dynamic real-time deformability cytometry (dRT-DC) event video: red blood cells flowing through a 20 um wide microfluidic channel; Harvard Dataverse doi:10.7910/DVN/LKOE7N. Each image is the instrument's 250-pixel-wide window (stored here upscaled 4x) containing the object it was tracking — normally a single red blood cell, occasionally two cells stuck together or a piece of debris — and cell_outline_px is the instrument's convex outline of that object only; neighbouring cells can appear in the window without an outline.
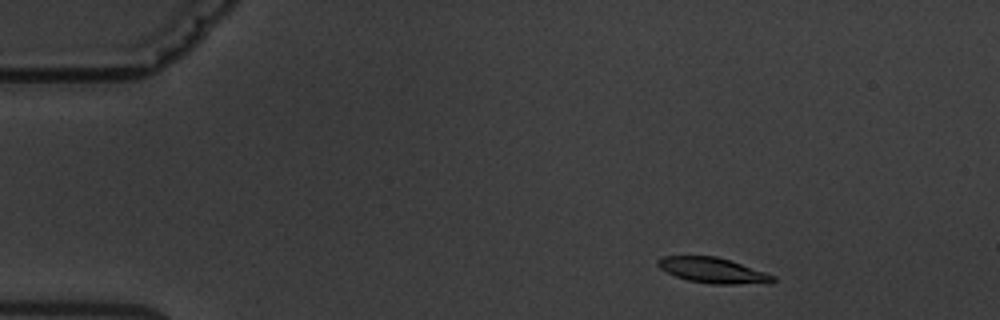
{"species": "common noctule bat (a hibernating species)", "species_latin": "Nyctalus noctula", "temperature_condition": "warm", "stored_images_in_passage": 5, "camera_frame_rate_fps": 3000, "um_per_image_px": 0.085, "animal": {"sex": "male", "body_mass_g": 19.5, "forearm_length_mm": 54.6}, "frame": {"image": 1, "passage_image": 1, "time_ms": 0.0, "image_size_px": [1000, 320], "cell_outline_px": [[776, 280], [772, 284], [712, 284], [688, 280], [676, 276], [660, 268], [656, 264], [656, 260], [664, 256], [716, 256], [776, 276]], "centroid_in_image_um": [60.62, 23.0], "position_along_channel_um": 24.4, "area_um2": 16.99}}
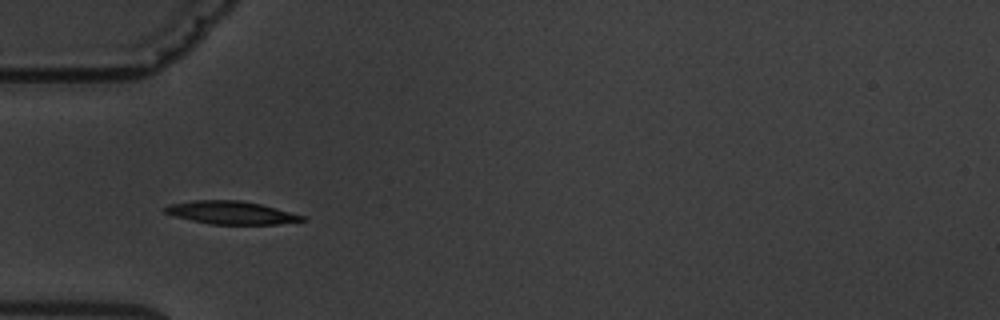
{"frame": {"image": 2, "passage_image": 4, "time_ms": 3.333, "image_size_px": [1000, 320], "cell_outline_px": [[308, 220], [276, 224], [212, 224], [192, 220], [176, 216], [164, 212], [164, 208], [168, 204], [192, 200], [240, 200], [260, 204], [308, 216]], "centroid_in_image_um": [19.7, 18.07], "position_along_channel_um": 65.3, "area_um2": 18.38}}
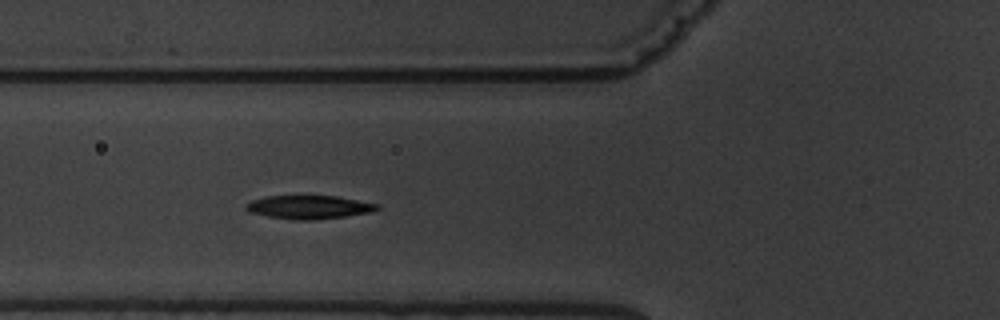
{"frame": {"image": 3, "passage_image": 5, "time_ms": 4.333, "image_size_px": [1000, 320], "cell_outline_px": [[380, 208], [372, 212], [348, 216], [312, 220], [296, 220], [268, 216], [248, 212], [244, 208], [244, 204], [252, 200], [264, 196], [336, 196], [380, 204]], "centroid_in_image_um": [26.26, 17.6], "position_along_channel_um": 99.5, "area_um2": 18.09}}